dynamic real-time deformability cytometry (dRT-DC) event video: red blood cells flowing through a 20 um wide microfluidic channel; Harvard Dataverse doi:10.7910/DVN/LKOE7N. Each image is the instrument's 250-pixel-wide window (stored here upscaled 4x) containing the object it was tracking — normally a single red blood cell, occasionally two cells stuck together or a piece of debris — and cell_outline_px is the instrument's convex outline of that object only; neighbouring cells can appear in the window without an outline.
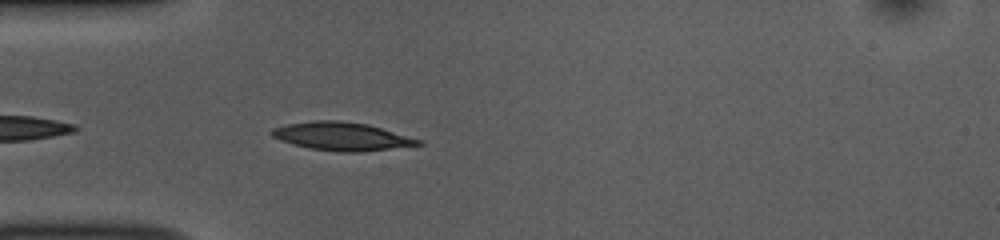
{"species": "common noctule bat (a hibernating species)", "species_latin": "Nyctalus noctula", "temperature_condition": "room temperature", "stored_images_in_passage": 23, "camera_frame_rate_fps": 3000, "um_per_image_px": 0.085, "animal": {"sex": "female", "body_mass_g": 10.0, "forearm_length_mm": 53.1}, "frame": {"image": 1, "passage_image": 3, "time_ms": 0.667, "image_size_px": [1000, 240], "cell_outline_px": [[424, 144], [360, 152], [340, 152], [312, 148], [292, 144], [280, 140], [272, 136], [268, 132], [272, 128], [284, 124], [312, 120], [340, 120], [368, 124], [424, 140]], "centroid_in_image_um": [29.04, 11.57], "position_along_channel_um": 56.0, "area_um2": 24.28}}
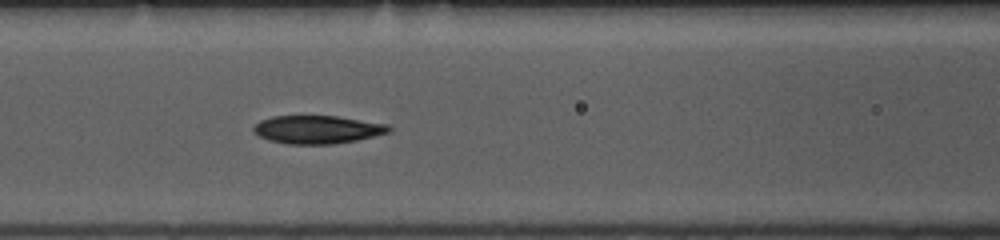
{"frame": {"image": 2, "passage_image": 10, "time_ms": 3.0, "image_size_px": [1000, 240], "cell_outline_px": [[392, 132], [356, 140], [332, 144], [288, 144], [272, 140], [260, 136], [252, 132], [252, 128], [260, 120], [272, 116], [336, 116], [388, 124], [392, 128]], "centroid_in_image_um": [27.0, 11.0], "position_along_channel_um": 139.6, "area_um2": 22.14}}
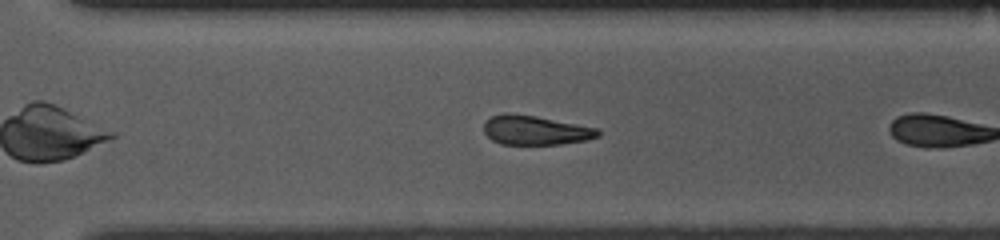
{"frame": {"image": 3, "passage_image": 22, "time_ms": 7.0, "image_size_px": [1000, 240], "cell_outline_px": [[600, 136], [588, 140], [560, 144], [500, 144], [492, 140], [484, 132], [484, 120], [492, 116], [504, 112], [512, 112], [536, 116], [600, 128]], "centroid_in_image_um": [45.51, 11.05], "position_along_channel_um": 325.1, "area_um2": 19.83}}